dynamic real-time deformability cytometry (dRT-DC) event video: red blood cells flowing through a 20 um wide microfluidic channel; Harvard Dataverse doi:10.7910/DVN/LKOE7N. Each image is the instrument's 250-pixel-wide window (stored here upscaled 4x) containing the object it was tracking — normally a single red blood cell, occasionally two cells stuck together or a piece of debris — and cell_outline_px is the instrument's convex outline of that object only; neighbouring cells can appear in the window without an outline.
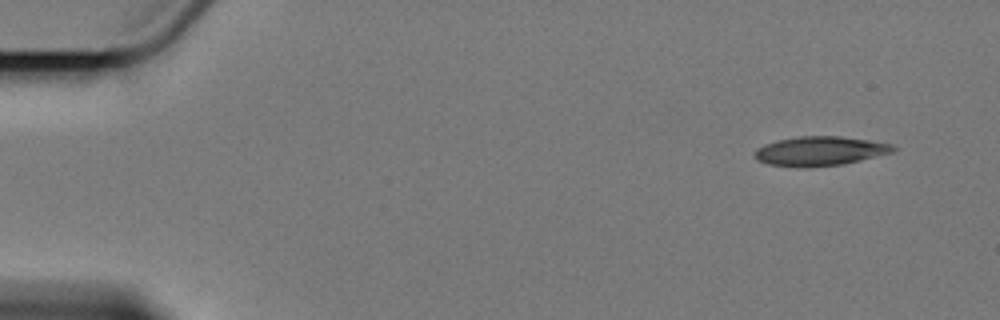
{"species": "Egyptian fruit bat (a non-hibernating species)", "species_latin": "Rousettus aegyptiacus", "temperature_condition": "cold", "stored_images_in_passage": 6, "camera_frame_rate_fps": 3000, "um_per_image_px": 0.085, "animal": {"sex": "female"}, "frame": {"image": 1, "passage_image": 1, "time_ms": 0.0, "image_size_px": [1000, 320], "cell_outline_px": [[900, 148], [892, 152], [844, 164], [804, 168], [768, 164], [760, 160], [756, 156], [756, 148], [764, 144], [776, 140], [800, 136], [840, 136], [868, 140], [892, 144]], "centroid_in_image_um": [69.72, 12.84], "position_along_channel_um": 15.3, "area_um2": 23.58}}
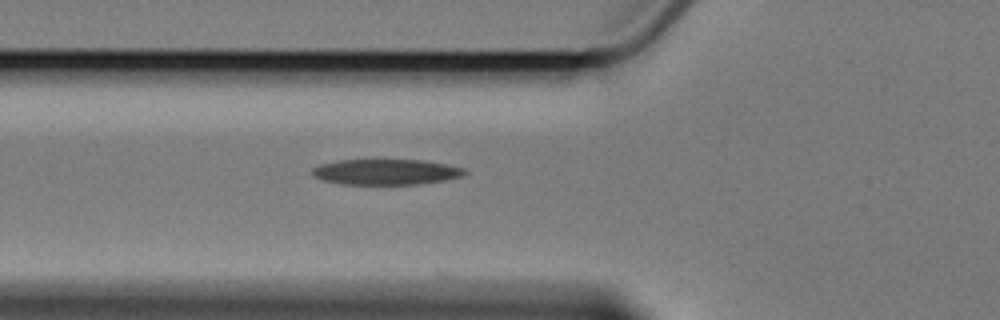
{"frame": {"image": 2, "passage_image": 6, "time_ms": 5.667, "image_size_px": [1000, 320], "cell_outline_px": [[468, 172], [464, 176], [444, 180], [420, 184], [340, 184], [324, 180], [316, 176], [312, 172], [312, 168], [320, 164], [340, 160], [420, 160], [444, 164], [464, 168]], "centroid_in_image_um": [32.83, 14.61], "position_along_channel_um": 93.0, "area_um2": 22.54}}